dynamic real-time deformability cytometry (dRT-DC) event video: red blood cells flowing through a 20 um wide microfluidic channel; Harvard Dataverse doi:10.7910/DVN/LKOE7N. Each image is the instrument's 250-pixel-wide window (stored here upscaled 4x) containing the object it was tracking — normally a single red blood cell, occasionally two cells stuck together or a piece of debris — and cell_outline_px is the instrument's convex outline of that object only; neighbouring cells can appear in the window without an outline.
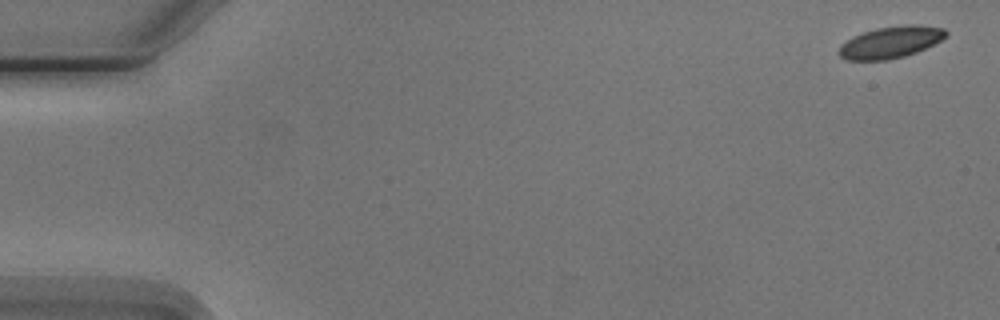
{"species": "Egyptian fruit bat (a non-hibernating species)", "species_latin": "Rousettus aegyptiacus", "temperature_condition": "cold", "stored_images_in_passage": 5, "camera_frame_rate_fps": 3000, "um_per_image_px": 0.085, "animal": {"sex": "male"}, "frame": {"image": 1, "passage_image": 1, "time_ms": 0.0, "image_size_px": [1000, 320], "cell_outline_px": [[948, 36], [916, 52], [904, 56], [888, 60], [848, 60], [840, 56], [836, 52], [840, 44], [852, 36], [876, 28], [904, 24], [920, 24], [944, 28], [948, 32]], "centroid_in_image_um": [75.68, 3.57], "position_along_channel_um": 9.3, "area_um2": 20.0}}
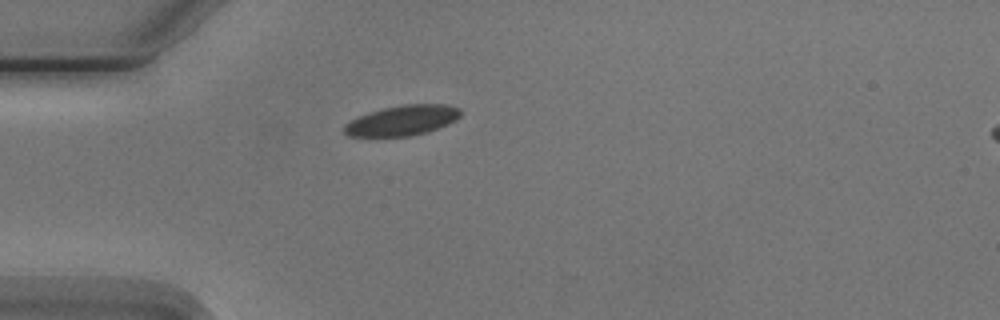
{"frame": {"image": 2, "passage_image": 5, "time_ms": 4.667, "image_size_px": [1000, 320], "cell_outline_px": [[460, 116], [456, 120], [448, 124], [428, 132], [408, 136], [348, 136], [344, 132], [344, 124], [368, 112], [384, 108], [404, 104], [448, 104], [460, 108]], "centroid_in_image_um": [34.22, 10.23], "position_along_channel_um": 50.8, "area_um2": 20.4}}